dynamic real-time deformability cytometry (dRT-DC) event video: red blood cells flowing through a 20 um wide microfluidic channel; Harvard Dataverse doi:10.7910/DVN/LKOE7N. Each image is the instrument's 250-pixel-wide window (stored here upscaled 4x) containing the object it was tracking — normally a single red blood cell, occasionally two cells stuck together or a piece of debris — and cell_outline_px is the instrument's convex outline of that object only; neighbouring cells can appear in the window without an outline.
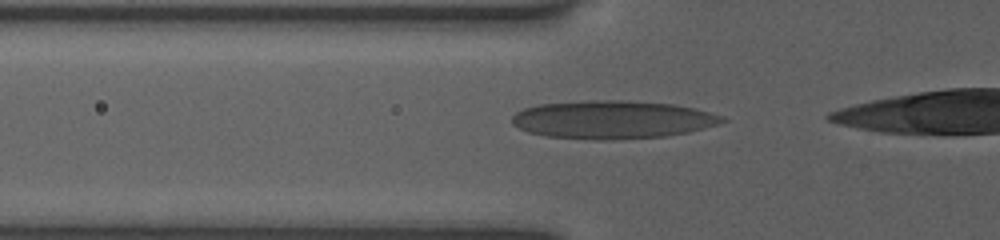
{"species": "human", "species_latin": "Homo sapiens", "temperature_condition": "room temperature", "stored_images_in_passage": 30, "camera_frame_rate_fps": 3000, "um_per_image_px": 0.085, "donor": {"sex": "female"}, "frame": {"image": 1, "passage_image": 2, "time_ms": 0.333, "image_size_px": [1000, 240], "cell_outline_px": [[728, 120], [716, 124], [688, 132], [664, 136], [612, 140], [596, 140], [548, 136], [528, 132], [512, 124], [512, 116], [516, 112], [524, 108], [540, 104], [588, 100], [620, 100], [672, 104], [692, 108], [720, 116]], "centroid_in_image_um": [51.99, 10.17], "position_along_channel_um": 73.8, "area_um2": 46.24}}
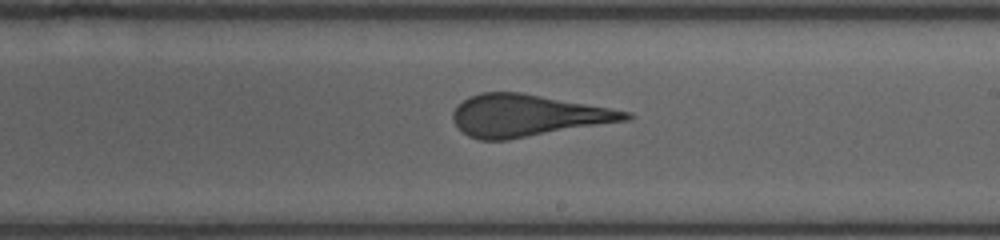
{"frame": {"image": 2, "passage_image": 15, "time_ms": 4.667, "image_size_px": [1000, 240], "cell_outline_px": [[632, 116], [624, 120], [508, 140], [480, 140], [468, 136], [456, 124], [452, 116], [456, 108], [464, 100], [480, 92], [520, 92], [608, 108], [628, 112]], "centroid_in_image_um": [44.75, 9.82], "position_along_channel_um": 244.3, "area_um2": 41.1}}
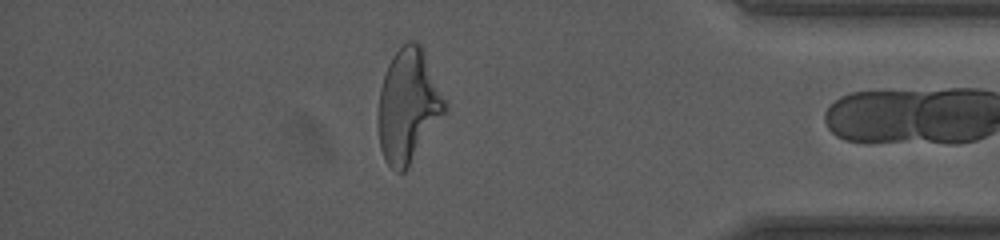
{"frame": {"image": 3, "passage_image": 29, "time_ms": 9.333, "image_size_px": [1000, 240], "cell_outline_px": [[448, 104], [444, 112], [408, 168], [404, 172], [396, 172], [384, 160], [380, 148], [376, 120], [380, 88], [388, 64], [392, 56], [408, 40], [412, 40], [420, 44], [424, 48]], "centroid_in_image_um": [34.67, 8.98], "position_along_channel_um": 400.5, "area_um2": 44.33}}